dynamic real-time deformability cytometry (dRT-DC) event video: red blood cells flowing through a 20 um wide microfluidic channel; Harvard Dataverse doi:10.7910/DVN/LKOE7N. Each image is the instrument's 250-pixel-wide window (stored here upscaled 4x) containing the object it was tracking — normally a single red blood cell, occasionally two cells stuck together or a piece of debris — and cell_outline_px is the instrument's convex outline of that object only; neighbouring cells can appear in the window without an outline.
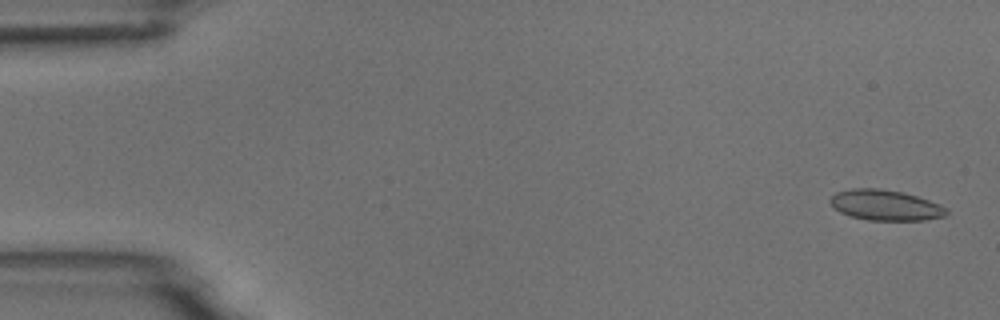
{"species": "common noctule bat (a hibernating species)", "species_latin": "Nyctalus noctula", "temperature_condition": "room temperature", "stored_images_in_passage": 3, "camera_frame_rate_fps": 3000, "um_per_image_px": 0.085, "animal": {"sex": "male", "body_mass_g": 18.8}, "frame": {"image": 1, "passage_image": 1, "time_ms": 0.0, "image_size_px": [1000, 320], "cell_outline_px": [[948, 212], [944, 216], [924, 220], [868, 220], [852, 216], [840, 212], [828, 200], [836, 192], [852, 188], [876, 188], [904, 192], [940, 204], [948, 208]], "centroid_in_image_um": [75.27, 17.43], "position_along_channel_um": 9.7, "area_um2": 20.58}}